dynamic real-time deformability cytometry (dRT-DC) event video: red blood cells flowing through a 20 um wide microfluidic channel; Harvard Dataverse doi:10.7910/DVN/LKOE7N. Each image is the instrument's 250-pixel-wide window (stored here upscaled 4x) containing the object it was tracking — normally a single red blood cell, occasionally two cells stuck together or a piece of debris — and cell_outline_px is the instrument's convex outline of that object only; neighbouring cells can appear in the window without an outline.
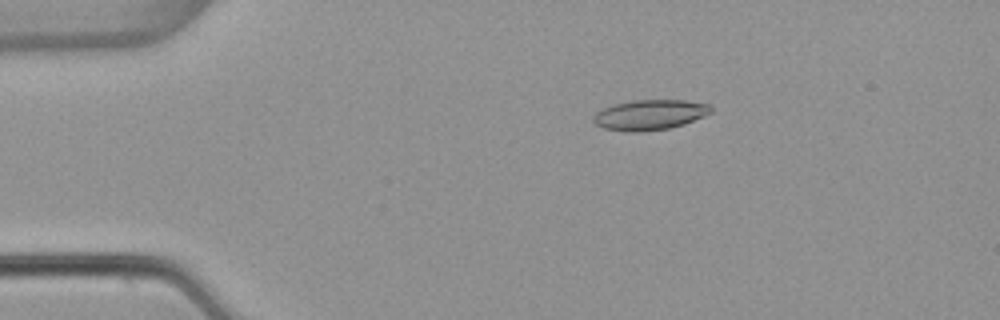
{"species": "common noctule bat (a hibernating species)", "species_latin": "Nyctalus noctula", "temperature_condition": "warm", "stored_images_in_passage": 53, "camera_frame_rate_fps": 3000, "um_per_image_px": 0.085, "animal": {"sex": "female", "body_mass_g": 22.7, "forearm_length_mm": 54.2}, "frame": {"image": 1, "passage_image": 10, "time_ms": 3.0, "image_size_px": [1000, 320], "cell_outline_px": [[712, 112], [704, 116], [684, 124], [668, 128], [640, 132], [628, 132], [604, 128], [596, 124], [592, 120], [592, 116], [596, 112], [604, 108], [616, 104], [632, 100], [684, 100], [712, 104]], "centroid_in_image_um": [55.25, 9.75], "position_along_channel_um": 29.8, "area_um2": 20.75}}
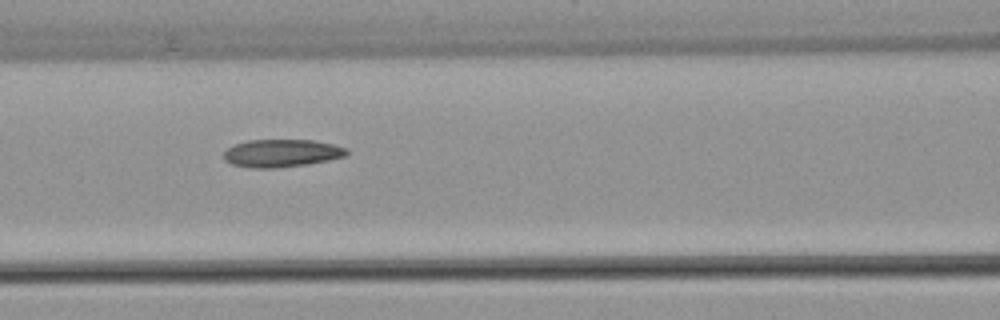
{"frame": {"image": 2, "passage_image": 23, "time_ms": 7.333, "image_size_px": [1000, 320], "cell_outline_px": [[348, 152], [344, 156], [328, 160], [304, 164], [276, 168], [256, 168], [232, 164], [224, 160], [224, 152], [228, 148], [236, 144], [248, 140], [312, 140], [332, 144], [348, 148]], "centroid_in_image_um": [23.93, 13.01], "position_along_channel_um": 142.7, "area_um2": 19.59}}
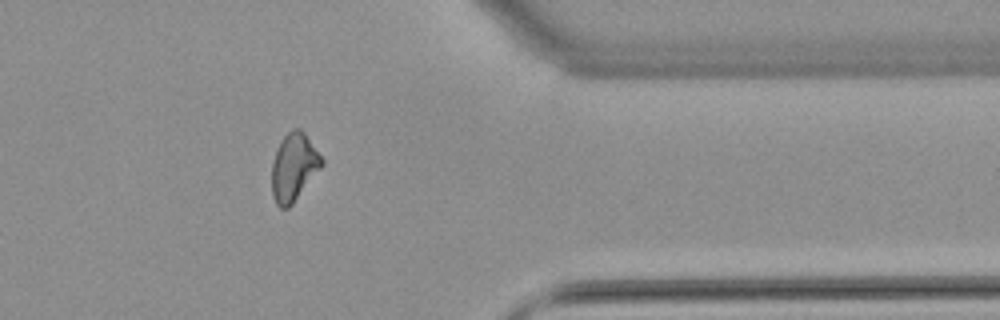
{"frame": {"image": 3, "passage_image": 43, "time_ms": 14.0, "image_size_px": [1000, 320], "cell_outline_px": [[324, 164], [292, 204], [288, 208], [280, 208], [276, 204], [272, 196], [272, 164], [276, 148], [280, 140], [292, 128], [300, 128], [304, 132], [324, 160]], "centroid_in_image_um": [24.96, 14.19], "position_along_channel_um": 386.4, "area_um2": 19.71}, "authors_computed_cell_mechanics": {"area_um2": 19.8832, "velocity_mm_per_s": 3.8961, "shape_relaxation_time_tau1_ms": null, "shape_relaxation_time_tau2_ms": 5.1549, "deformation_change_tau1": null, "deformation_change_tau2": 0.1388}}